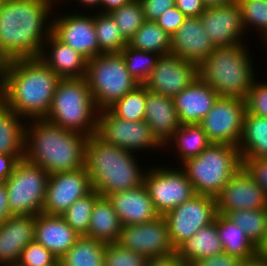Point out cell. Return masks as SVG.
I'll use <instances>...</instances> for the list:
<instances>
[{
  "label": "cell",
  "mask_w": 267,
  "mask_h": 266,
  "mask_svg": "<svg viewBox=\"0 0 267 266\" xmlns=\"http://www.w3.org/2000/svg\"><path fill=\"white\" fill-rule=\"evenodd\" d=\"M56 5L52 0H2L0 56L7 62L38 58L52 32Z\"/></svg>",
  "instance_id": "obj_1"
},
{
  "label": "cell",
  "mask_w": 267,
  "mask_h": 266,
  "mask_svg": "<svg viewBox=\"0 0 267 266\" xmlns=\"http://www.w3.org/2000/svg\"><path fill=\"white\" fill-rule=\"evenodd\" d=\"M60 80L39 57L8 61L3 102L27 121L43 119Z\"/></svg>",
  "instance_id": "obj_2"
},
{
  "label": "cell",
  "mask_w": 267,
  "mask_h": 266,
  "mask_svg": "<svg viewBox=\"0 0 267 266\" xmlns=\"http://www.w3.org/2000/svg\"><path fill=\"white\" fill-rule=\"evenodd\" d=\"M87 139L44 118L31 119L26 124L24 159L50 175L84 168Z\"/></svg>",
  "instance_id": "obj_3"
},
{
  "label": "cell",
  "mask_w": 267,
  "mask_h": 266,
  "mask_svg": "<svg viewBox=\"0 0 267 266\" xmlns=\"http://www.w3.org/2000/svg\"><path fill=\"white\" fill-rule=\"evenodd\" d=\"M140 158V154L108 144L97 134L89 136L85 147V169L93 190L106 197L142 186L148 165H143Z\"/></svg>",
  "instance_id": "obj_4"
},
{
  "label": "cell",
  "mask_w": 267,
  "mask_h": 266,
  "mask_svg": "<svg viewBox=\"0 0 267 266\" xmlns=\"http://www.w3.org/2000/svg\"><path fill=\"white\" fill-rule=\"evenodd\" d=\"M250 48L248 43L216 47L198 65L199 78L209 84L219 97L245 100L253 81L261 75L256 72L255 54L251 55L254 52Z\"/></svg>",
  "instance_id": "obj_5"
},
{
  "label": "cell",
  "mask_w": 267,
  "mask_h": 266,
  "mask_svg": "<svg viewBox=\"0 0 267 266\" xmlns=\"http://www.w3.org/2000/svg\"><path fill=\"white\" fill-rule=\"evenodd\" d=\"M44 119L88 137L96 134L98 109L86 78H61Z\"/></svg>",
  "instance_id": "obj_6"
},
{
  "label": "cell",
  "mask_w": 267,
  "mask_h": 266,
  "mask_svg": "<svg viewBox=\"0 0 267 266\" xmlns=\"http://www.w3.org/2000/svg\"><path fill=\"white\" fill-rule=\"evenodd\" d=\"M192 183L195 194L216 198L242 166L237 146L211 143L198 156L179 165Z\"/></svg>",
  "instance_id": "obj_7"
},
{
  "label": "cell",
  "mask_w": 267,
  "mask_h": 266,
  "mask_svg": "<svg viewBox=\"0 0 267 266\" xmlns=\"http://www.w3.org/2000/svg\"><path fill=\"white\" fill-rule=\"evenodd\" d=\"M86 81L98 110L108 109L140 83L127 68L122 53H103L88 59Z\"/></svg>",
  "instance_id": "obj_8"
},
{
  "label": "cell",
  "mask_w": 267,
  "mask_h": 266,
  "mask_svg": "<svg viewBox=\"0 0 267 266\" xmlns=\"http://www.w3.org/2000/svg\"><path fill=\"white\" fill-rule=\"evenodd\" d=\"M50 174L25 159L18 161L12 174L4 181L11 215L42 213Z\"/></svg>",
  "instance_id": "obj_9"
},
{
  "label": "cell",
  "mask_w": 267,
  "mask_h": 266,
  "mask_svg": "<svg viewBox=\"0 0 267 266\" xmlns=\"http://www.w3.org/2000/svg\"><path fill=\"white\" fill-rule=\"evenodd\" d=\"M159 164V165H158ZM145 173L144 186L152 200L155 211L164 216L176 206L190 200L194 195L192 183L179 165H160L158 162Z\"/></svg>",
  "instance_id": "obj_10"
},
{
  "label": "cell",
  "mask_w": 267,
  "mask_h": 266,
  "mask_svg": "<svg viewBox=\"0 0 267 266\" xmlns=\"http://www.w3.org/2000/svg\"><path fill=\"white\" fill-rule=\"evenodd\" d=\"M96 134L108 144L140 155L143 152L145 156H147L146 153L152 155L155 150L158 152L160 149L163 151L160 153L163 155L165 153L164 147L156 140L151 127L145 120H123L109 109L98 110Z\"/></svg>",
  "instance_id": "obj_11"
},
{
  "label": "cell",
  "mask_w": 267,
  "mask_h": 266,
  "mask_svg": "<svg viewBox=\"0 0 267 266\" xmlns=\"http://www.w3.org/2000/svg\"><path fill=\"white\" fill-rule=\"evenodd\" d=\"M216 215V198L197 194L165 214L163 217L173 248L176 250L199 229L212 223Z\"/></svg>",
  "instance_id": "obj_12"
},
{
  "label": "cell",
  "mask_w": 267,
  "mask_h": 266,
  "mask_svg": "<svg viewBox=\"0 0 267 266\" xmlns=\"http://www.w3.org/2000/svg\"><path fill=\"white\" fill-rule=\"evenodd\" d=\"M245 114L244 99L218 97L199 125L210 143L238 146Z\"/></svg>",
  "instance_id": "obj_13"
},
{
  "label": "cell",
  "mask_w": 267,
  "mask_h": 266,
  "mask_svg": "<svg viewBox=\"0 0 267 266\" xmlns=\"http://www.w3.org/2000/svg\"><path fill=\"white\" fill-rule=\"evenodd\" d=\"M59 5V6H58ZM57 4L52 17V33L64 44L78 51L87 59L102 54L99 49L94 24V14L75 12V9L64 12ZM59 10V12L57 11ZM61 13V14H60Z\"/></svg>",
  "instance_id": "obj_14"
},
{
  "label": "cell",
  "mask_w": 267,
  "mask_h": 266,
  "mask_svg": "<svg viewBox=\"0 0 267 266\" xmlns=\"http://www.w3.org/2000/svg\"><path fill=\"white\" fill-rule=\"evenodd\" d=\"M117 243L148 259L164 257L175 252L163 216L146 223L123 226Z\"/></svg>",
  "instance_id": "obj_15"
},
{
  "label": "cell",
  "mask_w": 267,
  "mask_h": 266,
  "mask_svg": "<svg viewBox=\"0 0 267 266\" xmlns=\"http://www.w3.org/2000/svg\"><path fill=\"white\" fill-rule=\"evenodd\" d=\"M199 77L198 65L169 53L161 55L144 86L167 97H175Z\"/></svg>",
  "instance_id": "obj_16"
},
{
  "label": "cell",
  "mask_w": 267,
  "mask_h": 266,
  "mask_svg": "<svg viewBox=\"0 0 267 266\" xmlns=\"http://www.w3.org/2000/svg\"><path fill=\"white\" fill-rule=\"evenodd\" d=\"M93 191L85 167L49 176L42 212L62 215L76 200Z\"/></svg>",
  "instance_id": "obj_17"
},
{
  "label": "cell",
  "mask_w": 267,
  "mask_h": 266,
  "mask_svg": "<svg viewBox=\"0 0 267 266\" xmlns=\"http://www.w3.org/2000/svg\"><path fill=\"white\" fill-rule=\"evenodd\" d=\"M199 18L215 47L252 42L247 39L240 5L237 1L225 6L206 8Z\"/></svg>",
  "instance_id": "obj_18"
},
{
  "label": "cell",
  "mask_w": 267,
  "mask_h": 266,
  "mask_svg": "<svg viewBox=\"0 0 267 266\" xmlns=\"http://www.w3.org/2000/svg\"><path fill=\"white\" fill-rule=\"evenodd\" d=\"M217 213L226 214L241 209H267L263 189L241 166L216 197Z\"/></svg>",
  "instance_id": "obj_19"
},
{
  "label": "cell",
  "mask_w": 267,
  "mask_h": 266,
  "mask_svg": "<svg viewBox=\"0 0 267 266\" xmlns=\"http://www.w3.org/2000/svg\"><path fill=\"white\" fill-rule=\"evenodd\" d=\"M170 38L171 53L197 65L216 48L199 17H186Z\"/></svg>",
  "instance_id": "obj_20"
},
{
  "label": "cell",
  "mask_w": 267,
  "mask_h": 266,
  "mask_svg": "<svg viewBox=\"0 0 267 266\" xmlns=\"http://www.w3.org/2000/svg\"><path fill=\"white\" fill-rule=\"evenodd\" d=\"M35 235L34 215H12L0 225V266H16Z\"/></svg>",
  "instance_id": "obj_21"
},
{
  "label": "cell",
  "mask_w": 267,
  "mask_h": 266,
  "mask_svg": "<svg viewBox=\"0 0 267 266\" xmlns=\"http://www.w3.org/2000/svg\"><path fill=\"white\" fill-rule=\"evenodd\" d=\"M144 120L151 127L156 140L164 148L182 125L173 98L148 89Z\"/></svg>",
  "instance_id": "obj_22"
},
{
  "label": "cell",
  "mask_w": 267,
  "mask_h": 266,
  "mask_svg": "<svg viewBox=\"0 0 267 266\" xmlns=\"http://www.w3.org/2000/svg\"><path fill=\"white\" fill-rule=\"evenodd\" d=\"M62 215L39 213L35 216L34 240L60 259L80 237Z\"/></svg>",
  "instance_id": "obj_23"
},
{
  "label": "cell",
  "mask_w": 267,
  "mask_h": 266,
  "mask_svg": "<svg viewBox=\"0 0 267 266\" xmlns=\"http://www.w3.org/2000/svg\"><path fill=\"white\" fill-rule=\"evenodd\" d=\"M39 58L60 78H85L88 59L60 41L52 32Z\"/></svg>",
  "instance_id": "obj_24"
},
{
  "label": "cell",
  "mask_w": 267,
  "mask_h": 266,
  "mask_svg": "<svg viewBox=\"0 0 267 266\" xmlns=\"http://www.w3.org/2000/svg\"><path fill=\"white\" fill-rule=\"evenodd\" d=\"M217 92L199 77L173 97L180 123L199 124L212 109Z\"/></svg>",
  "instance_id": "obj_25"
},
{
  "label": "cell",
  "mask_w": 267,
  "mask_h": 266,
  "mask_svg": "<svg viewBox=\"0 0 267 266\" xmlns=\"http://www.w3.org/2000/svg\"><path fill=\"white\" fill-rule=\"evenodd\" d=\"M106 197L122 226L146 223L159 216L144 184L130 190L109 194Z\"/></svg>",
  "instance_id": "obj_26"
},
{
  "label": "cell",
  "mask_w": 267,
  "mask_h": 266,
  "mask_svg": "<svg viewBox=\"0 0 267 266\" xmlns=\"http://www.w3.org/2000/svg\"><path fill=\"white\" fill-rule=\"evenodd\" d=\"M27 122L4 102L0 103V154L18 161L24 159Z\"/></svg>",
  "instance_id": "obj_27"
},
{
  "label": "cell",
  "mask_w": 267,
  "mask_h": 266,
  "mask_svg": "<svg viewBox=\"0 0 267 266\" xmlns=\"http://www.w3.org/2000/svg\"><path fill=\"white\" fill-rule=\"evenodd\" d=\"M175 252L185 266L193 261L224 252L217 232V215L212 223L199 229L190 239L183 242Z\"/></svg>",
  "instance_id": "obj_28"
},
{
  "label": "cell",
  "mask_w": 267,
  "mask_h": 266,
  "mask_svg": "<svg viewBox=\"0 0 267 266\" xmlns=\"http://www.w3.org/2000/svg\"><path fill=\"white\" fill-rule=\"evenodd\" d=\"M217 232L225 253L236 256L244 262H253L262 256L261 251L224 214L217 213Z\"/></svg>",
  "instance_id": "obj_29"
},
{
  "label": "cell",
  "mask_w": 267,
  "mask_h": 266,
  "mask_svg": "<svg viewBox=\"0 0 267 266\" xmlns=\"http://www.w3.org/2000/svg\"><path fill=\"white\" fill-rule=\"evenodd\" d=\"M121 221L107 197L100 196L94 204L89 229L85 236L104 243H117Z\"/></svg>",
  "instance_id": "obj_30"
},
{
  "label": "cell",
  "mask_w": 267,
  "mask_h": 266,
  "mask_svg": "<svg viewBox=\"0 0 267 266\" xmlns=\"http://www.w3.org/2000/svg\"><path fill=\"white\" fill-rule=\"evenodd\" d=\"M210 144L206 133L199 124H183L176 131L173 139L165 146L164 151L174 152L175 154L172 153L173 155L169 157L173 156L177 163L172 161L176 165H180L185 160L198 156Z\"/></svg>",
  "instance_id": "obj_31"
},
{
  "label": "cell",
  "mask_w": 267,
  "mask_h": 266,
  "mask_svg": "<svg viewBox=\"0 0 267 266\" xmlns=\"http://www.w3.org/2000/svg\"><path fill=\"white\" fill-rule=\"evenodd\" d=\"M237 147L241 159L267 158V118L246 111Z\"/></svg>",
  "instance_id": "obj_32"
},
{
  "label": "cell",
  "mask_w": 267,
  "mask_h": 266,
  "mask_svg": "<svg viewBox=\"0 0 267 266\" xmlns=\"http://www.w3.org/2000/svg\"><path fill=\"white\" fill-rule=\"evenodd\" d=\"M225 216L243 229L262 255L266 256L267 209H241L227 212Z\"/></svg>",
  "instance_id": "obj_33"
},
{
  "label": "cell",
  "mask_w": 267,
  "mask_h": 266,
  "mask_svg": "<svg viewBox=\"0 0 267 266\" xmlns=\"http://www.w3.org/2000/svg\"><path fill=\"white\" fill-rule=\"evenodd\" d=\"M106 243L85 235L60 258L61 266H104Z\"/></svg>",
  "instance_id": "obj_34"
},
{
  "label": "cell",
  "mask_w": 267,
  "mask_h": 266,
  "mask_svg": "<svg viewBox=\"0 0 267 266\" xmlns=\"http://www.w3.org/2000/svg\"><path fill=\"white\" fill-rule=\"evenodd\" d=\"M170 37L155 21L146 20L128 41V45L161 56L171 53Z\"/></svg>",
  "instance_id": "obj_35"
},
{
  "label": "cell",
  "mask_w": 267,
  "mask_h": 266,
  "mask_svg": "<svg viewBox=\"0 0 267 266\" xmlns=\"http://www.w3.org/2000/svg\"><path fill=\"white\" fill-rule=\"evenodd\" d=\"M94 24L102 54L120 53L128 45L110 13L94 12Z\"/></svg>",
  "instance_id": "obj_36"
},
{
  "label": "cell",
  "mask_w": 267,
  "mask_h": 266,
  "mask_svg": "<svg viewBox=\"0 0 267 266\" xmlns=\"http://www.w3.org/2000/svg\"><path fill=\"white\" fill-rule=\"evenodd\" d=\"M237 2L240 5L247 35L253 33L254 37V34H257L260 38L257 40L262 42L261 48L264 46L263 49L267 50V0H237Z\"/></svg>",
  "instance_id": "obj_37"
},
{
  "label": "cell",
  "mask_w": 267,
  "mask_h": 266,
  "mask_svg": "<svg viewBox=\"0 0 267 266\" xmlns=\"http://www.w3.org/2000/svg\"><path fill=\"white\" fill-rule=\"evenodd\" d=\"M147 88L140 84L117 100L108 109L118 118L128 121L144 120Z\"/></svg>",
  "instance_id": "obj_38"
},
{
  "label": "cell",
  "mask_w": 267,
  "mask_h": 266,
  "mask_svg": "<svg viewBox=\"0 0 267 266\" xmlns=\"http://www.w3.org/2000/svg\"><path fill=\"white\" fill-rule=\"evenodd\" d=\"M101 195L92 191L87 196L76 200L63 214L66 223L79 235H86L95 201Z\"/></svg>",
  "instance_id": "obj_39"
},
{
  "label": "cell",
  "mask_w": 267,
  "mask_h": 266,
  "mask_svg": "<svg viewBox=\"0 0 267 266\" xmlns=\"http://www.w3.org/2000/svg\"><path fill=\"white\" fill-rule=\"evenodd\" d=\"M110 14L127 41L134 36L146 21L140 0H133L120 8L112 10Z\"/></svg>",
  "instance_id": "obj_40"
},
{
  "label": "cell",
  "mask_w": 267,
  "mask_h": 266,
  "mask_svg": "<svg viewBox=\"0 0 267 266\" xmlns=\"http://www.w3.org/2000/svg\"><path fill=\"white\" fill-rule=\"evenodd\" d=\"M121 53L124 57L129 74L140 84H144L150 76L160 56L155 53L136 50L129 45H127Z\"/></svg>",
  "instance_id": "obj_41"
},
{
  "label": "cell",
  "mask_w": 267,
  "mask_h": 266,
  "mask_svg": "<svg viewBox=\"0 0 267 266\" xmlns=\"http://www.w3.org/2000/svg\"><path fill=\"white\" fill-rule=\"evenodd\" d=\"M148 258L118 243H107L104 252V266H146Z\"/></svg>",
  "instance_id": "obj_42"
},
{
  "label": "cell",
  "mask_w": 267,
  "mask_h": 266,
  "mask_svg": "<svg viewBox=\"0 0 267 266\" xmlns=\"http://www.w3.org/2000/svg\"><path fill=\"white\" fill-rule=\"evenodd\" d=\"M256 78L245 99L246 111L260 117L267 118V79Z\"/></svg>",
  "instance_id": "obj_43"
},
{
  "label": "cell",
  "mask_w": 267,
  "mask_h": 266,
  "mask_svg": "<svg viewBox=\"0 0 267 266\" xmlns=\"http://www.w3.org/2000/svg\"><path fill=\"white\" fill-rule=\"evenodd\" d=\"M55 259L50 251L34 240L22 250L16 266H43L51 264Z\"/></svg>",
  "instance_id": "obj_44"
},
{
  "label": "cell",
  "mask_w": 267,
  "mask_h": 266,
  "mask_svg": "<svg viewBox=\"0 0 267 266\" xmlns=\"http://www.w3.org/2000/svg\"><path fill=\"white\" fill-rule=\"evenodd\" d=\"M242 167L263 189L267 197V158L241 159Z\"/></svg>",
  "instance_id": "obj_45"
},
{
  "label": "cell",
  "mask_w": 267,
  "mask_h": 266,
  "mask_svg": "<svg viewBox=\"0 0 267 266\" xmlns=\"http://www.w3.org/2000/svg\"><path fill=\"white\" fill-rule=\"evenodd\" d=\"M186 16L176 7L166 10L155 22L170 36L183 24Z\"/></svg>",
  "instance_id": "obj_46"
},
{
  "label": "cell",
  "mask_w": 267,
  "mask_h": 266,
  "mask_svg": "<svg viewBox=\"0 0 267 266\" xmlns=\"http://www.w3.org/2000/svg\"><path fill=\"white\" fill-rule=\"evenodd\" d=\"M145 19L155 21L166 10L175 6V0H140Z\"/></svg>",
  "instance_id": "obj_47"
},
{
  "label": "cell",
  "mask_w": 267,
  "mask_h": 266,
  "mask_svg": "<svg viewBox=\"0 0 267 266\" xmlns=\"http://www.w3.org/2000/svg\"><path fill=\"white\" fill-rule=\"evenodd\" d=\"M244 263L240 258L222 252L212 257L193 261L188 266H242Z\"/></svg>",
  "instance_id": "obj_48"
},
{
  "label": "cell",
  "mask_w": 267,
  "mask_h": 266,
  "mask_svg": "<svg viewBox=\"0 0 267 266\" xmlns=\"http://www.w3.org/2000/svg\"><path fill=\"white\" fill-rule=\"evenodd\" d=\"M175 6L186 17H199L206 9L202 0H175Z\"/></svg>",
  "instance_id": "obj_49"
},
{
  "label": "cell",
  "mask_w": 267,
  "mask_h": 266,
  "mask_svg": "<svg viewBox=\"0 0 267 266\" xmlns=\"http://www.w3.org/2000/svg\"><path fill=\"white\" fill-rule=\"evenodd\" d=\"M71 2H72V0H64V2L61 3V6L64 7V8H67L68 6L71 5ZM64 3H68L69 5L68 4H64ZM74 3L79 6V7L76 6L78 8V9H76V12H79V11L83 12L82 10H84V12L86 11V13L100 12L101 0H73V4ZM66 5H68V6H66ZM79 8L80 9L82 8V10H80Z\"/></svg>",
  "instance_id": "obj_50"
},
{
  "label": "cell",
  "mask_w": 267,
  "mask_h": 266,
  "mask_svg": "<svg viewBox=\"0 0 267 266\" xmlns=\"http://www.w3.org/2000/svg\"><path fill=\"white\" fill-rule=\"evenodd\" d=\"M146 266H185L183 262L178 258L176 252L164 256L148 259Z\"/></svg>",
  "instance_id": "obj_51"
},
{
  "label": "cell",
  "mask_w": 267,
  "mask_h": 266,
  "mask_svg": "<svg viewBox=\"0 0 267 266\" xmlns=\"http://www.w3.org/2000/svg\"><path fill=\"white\" fill-rule=\"evenodd\" d=\"M18 160L13 156L0 154V177L5 181L13 172Z\"/></svg>",
  "instance_id": "obj_52"
},
{
  "label": "cell",
  "mask_w": 267,
  "mask_h": 266,
  "mask_svg": "<svg viewBox=\"0 0 267 266\" xmlns=\"http://www.w3.org/2000/svg\"><path fill=\"white\" fill-rule=\"evenodd\" d=\"M12 216L9 212L7 203V190L5 184L0 185V225L9 217Z\"/></svg>",
  "instance_id": "obj_53"
},
{
  "label": "cell",
  "mask_w": 267,
  "mask_h": 266,
  "mask_svg": "<svg viewBox=\"0 0 267 266\" xmlns=\"http://www.w3.org/2000/svg\"><path fill=\"white\" fill-rule=\"evenodd\" d=\"M133 0H101L100 12L110 13L112 10L120 8L121 6L130 3Z\"/></svg>",
  "instance_id": "obj_54"
},
{
  "label": "cell",
  "mask_w": 267,
  "mask_h": 266,
  "mask_svg": "<svg viewBox=\"0 0 267 266\" xmlns=\"http://www.w3.org/2000/svg\"><path fill=\"white\" fill-rule=\"evenodd\" d=\"M7 61L0 56V103L4 100L5 69Z\"/></svg>",
  "instance_id": "obj_55"
},
{
  "label": "cell",
  "mask_w": 267,
  "mask_h": 266,
  "mask_svg": "<svg viewBox=\"0 0 267 266\" xmlns=\"http://www.w3.org/2000/svg\"><path fill=\"white\" fill-rule=\"evenodd\" d=\"M202 1L206 8H215V7L225 6L237 0H202Z\"/></svg>",
  "instance_id": "obj_56"
},
{
  "label": "cell",
  "mask_w": 267,
  "mask_h": 266,
  "mask_svg": "<svg viewBox=\"0 0 267 266\" xmlns=\"http://www.w3.org/2000/svg\"><path fill=\"white\" fill-rule=\"evenodd\" d=\"M242 266H267V256H261L253 262H245Z\"/></svg>",
  "instance_id": "obj_57"
},
{
  "label": "cell",
  "mask_w": 267,
  "mask_h": 266,
  "mask_svg": "<svg viewBox=\"0 0 267 266\" xmlns=\"http://www.w3.org/2000/svg\"><path fill=\"white\" fill-rule=\"evenodd\" d=\"M43 266H61V262H60V259L56 258L51 264H46Z\"/></svg>",
  "instance_id": "obj_58"
},
{
  "label": "cell",
  "mask_w": 267,
  "mask_h": 266,
  "mask_svg": "<svg viewBox=\"0 0 267 266\" xmlns=\"http://www.w3.org/2000/svg\"><path fill=\"white\" fill-rule=\"evenodd\" d=\"M54 1L56 4H61L64 0H52Z\"/></svg>",
  "instance_id": "obj_59"
},
{
  "label": "cell",
  "mask_w": 267,
  "mask_h": 266,
  "mask_svg": "<svg viewBox=\"0 0 267 266\" xmlns=\"http://www.w3.org/2000/svg\"><path fill=\"white\" fill-rule=\"evenodd\" d=\"M4 184V180L0 177V185Z\"/></svg>",
  "instance_id": "obj_60"
}]
</instances>
